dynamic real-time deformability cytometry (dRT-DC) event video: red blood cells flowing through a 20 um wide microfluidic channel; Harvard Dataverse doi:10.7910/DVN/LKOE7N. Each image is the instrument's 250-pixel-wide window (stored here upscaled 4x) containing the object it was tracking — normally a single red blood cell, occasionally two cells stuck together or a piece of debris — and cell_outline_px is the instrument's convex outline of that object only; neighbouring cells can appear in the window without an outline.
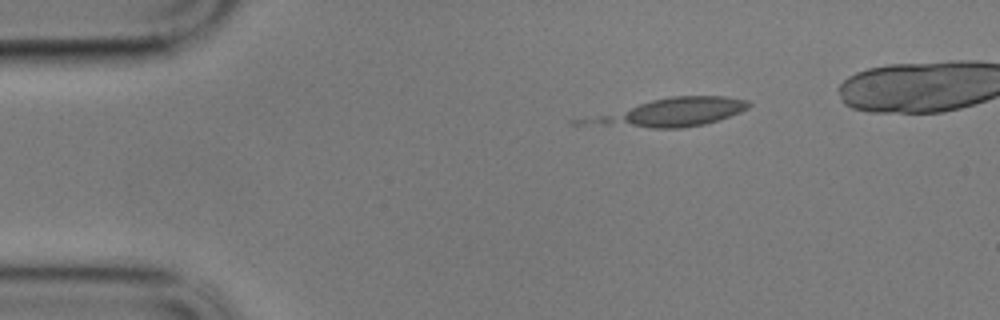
{"species": "common noctule bat (a hibernating species)", "species_latin": "Nyctalus noctula", "temperature_condition": "cold", "stored_images_in_passage": 7, "camera_frame_rate_fps": 3000, "um_per_image_px": 0.085, "animal": {"sex": "male", "body_mass_g": 17.9}, "frame": {"image": 1, "passage_image": 1, "time_ms": 0.0, "image_size_px": [1000, 320], "cell_outline_px": [[752, 104], [748, 108], [740, 112], [720, 120], [704, 124], [680, 128], [652, 128], [572, 124], [568, 120], [652, 100], [672, 96], [728, 96], [748, 100]], "centroid_in_image_um": [56.84, 9.57], "position_along_channel_um": 28.2, "area_um2": 27.51}}